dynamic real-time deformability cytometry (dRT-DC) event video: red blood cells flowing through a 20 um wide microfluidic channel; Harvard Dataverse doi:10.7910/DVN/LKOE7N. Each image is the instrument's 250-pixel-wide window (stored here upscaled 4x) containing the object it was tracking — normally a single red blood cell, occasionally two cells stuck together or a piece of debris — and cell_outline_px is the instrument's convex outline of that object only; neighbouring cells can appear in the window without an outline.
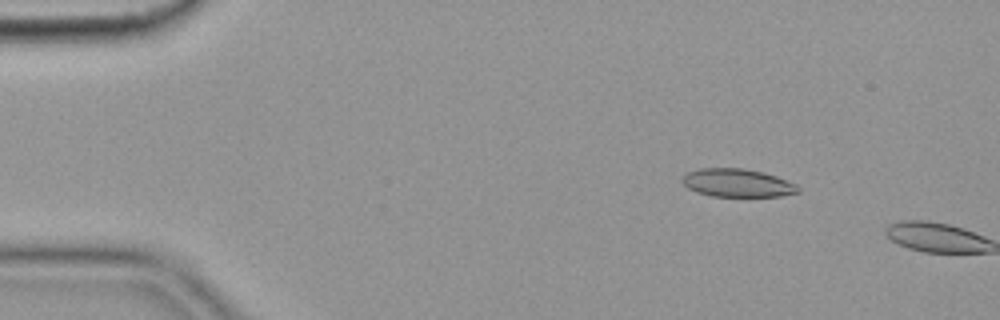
{"species": "common noctule bat (a hibernating species)", "species_latin": "Nyctalus noctula", "temperature_condition": "cold", "stored_images_in_passage": 9, "camera_frame_rate_fps": 3000, "um_per_image_px": 0.085, "animal": {"sex": "female", "body_mass_g": 19.9}, "frame": {"image": 1, "passage_image": 8, "time_ms": 2.333, "image_size_px": [1000, 320], "cell_outline_px": [[800, 192], [780, 196], [712, 196], [696, 192], [688, 188], [680, 180], [688, 172], [700, 168], [744, 168], [764, 172], [776, 176], [796, 184], [800, 188]], "centroid_in_image_um": [62.68, 15.54], "position_along_channel_um": 22.3, "area_um2": 19.02}}